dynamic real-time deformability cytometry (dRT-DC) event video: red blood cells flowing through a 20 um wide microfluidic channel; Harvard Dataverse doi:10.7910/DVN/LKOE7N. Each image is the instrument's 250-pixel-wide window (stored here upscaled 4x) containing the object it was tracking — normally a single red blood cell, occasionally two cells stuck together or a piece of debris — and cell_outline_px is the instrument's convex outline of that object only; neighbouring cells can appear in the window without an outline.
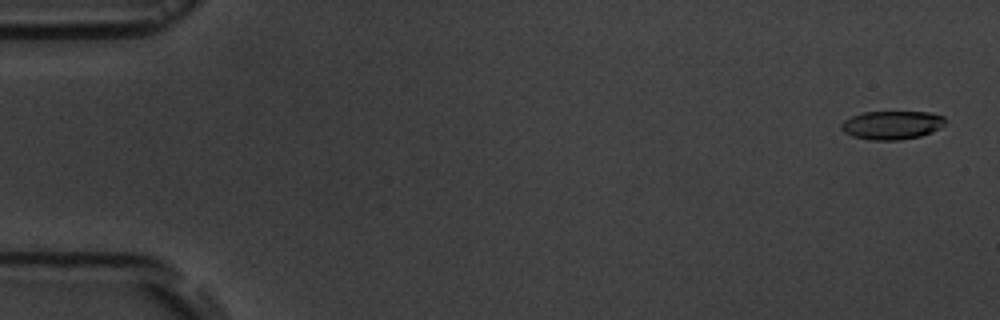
{"species": "common noctule bat (a hibernating species)", "species_latin": "Nyctalus noctula", "temperature_condition": "room temperature", "stored_images_in_passage": 57, "camera_frame_rate_fps": 3000, "um_per_image_px": 0.085, "animal": {"sex": "male", "body_mass_g": 19.5, "forearm_length_mm": 54.6}, "frame": {"image": 1, "passage_image": 2, "time_ms": 0.333, "image_size_px": [1000, 320], "cell_outline_px": [[944, 124], [940, 128], [932, 132], [920, 136], [900, 140], [872, 140], [852, 136], [844, 132], [840, 128], [840, 124], [844, 120], [852, 116], [864, 112], [928, 112], [944, 116]], "centroid_in_image_um": [75.79, 10.63], "position_along_channel_um": 9.2, "area_um2": 17.28}}
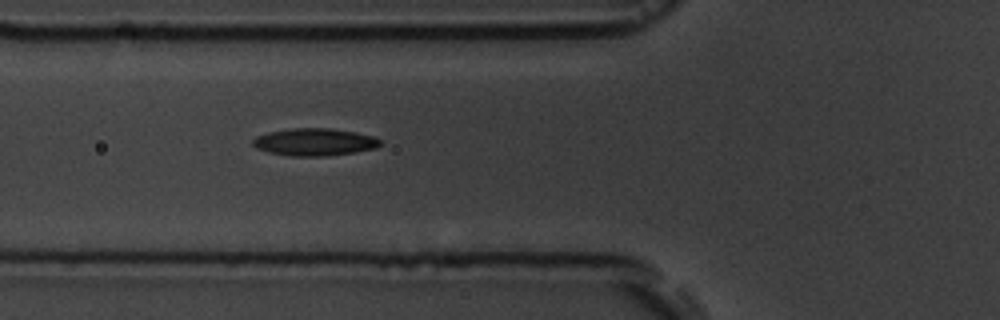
{"frame": {"image": 2, "passage_image": 21, "time_ms": 6.667, "image_size_px": [1000, 320], "cell_outline_px": [[380, 144], [376, 148], [356, 152], [324, 156], [292, 156], [268, 152], [256, 148], [252, 144], [252, 140], [256, 136], [268, 132], [292, 128], [328, 128], [356, 132], [372, 136], [380, 140]], "centroid_in_image_um": [26.71, 12.07], "position_along_channel_um": 99.1, "area_um2": 20.29}}
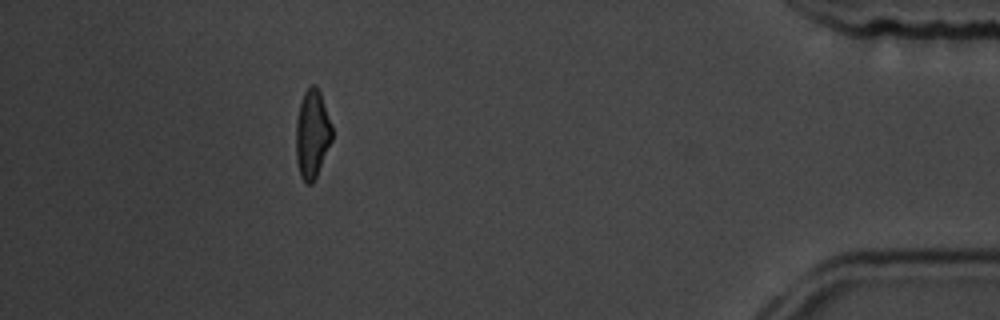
{"frame": {"image": 3, "passage_image": 51, "time_ms": 16.667, "image_size_px": [1000, 320], "cell_outline_px": [[332, 140], [316, 176], [312, 184], [308, 184], [300, 176], [296, 160], [296, 120], [300, 104], [304, 92], [308, 84], [316, 84], [320, 92], [332, 124]], "centroid_in_image_um": [26.53, 11.35], "position_along_channel_um": 408.7, "area_um2": 18.67}, "authors_computed_cell_mechanics": {"area_um2": 18.9584, "velocity_mm_per_s": 3.6356, "shape_relaxation_time_tau1_ms": 4.3364, "shape_relaxation_time_tau2_ms": 3.7244, "deformation_change_tau1": 0.1401, "deformation_change_tau2": 0.1268}}